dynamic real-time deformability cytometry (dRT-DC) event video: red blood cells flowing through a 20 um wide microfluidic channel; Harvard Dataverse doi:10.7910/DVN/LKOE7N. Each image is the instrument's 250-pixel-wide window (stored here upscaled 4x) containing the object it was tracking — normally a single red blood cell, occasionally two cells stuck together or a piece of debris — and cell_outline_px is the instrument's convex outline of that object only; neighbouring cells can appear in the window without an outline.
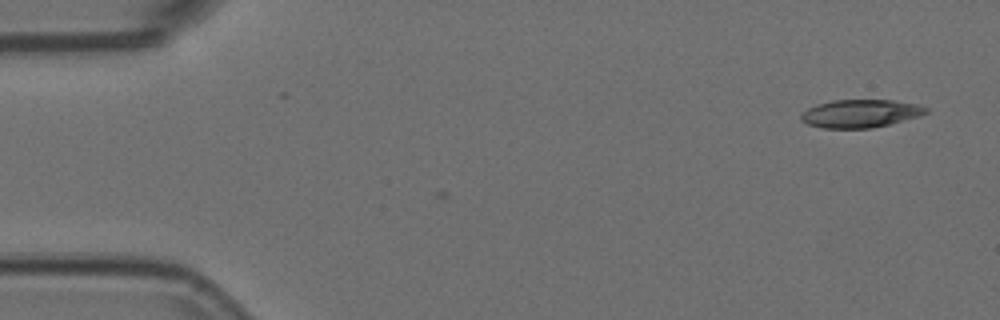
{"species": "Egyptian fruit bat (a non-hibernating species)", "species_latin": "Rousettus aegyptiacus", "temperature_condition": "room temperature", "stored_images_in_passage": 3, "camera_frame_rate_fps": 3000, "um_per_image_px": 0.085, "animal": {"sex": "female"}, "frame": {"image": 1, "passage_image": 3, "time_ms": 0.667, "image_size_px": [1000, 320], "cell_outline_px": [[928, 112], [920, 116], [872, 128], [824, 128], [808, 124], [800, 120], [800, 116], [808, 108], [816, 104], [832, 100], [892, 100], [916, 104], [928, 108]], "centroid_in_image_um": [73.13, 9.64], "position_along_channel_um": 11.9, "area_um2": 20.29}}